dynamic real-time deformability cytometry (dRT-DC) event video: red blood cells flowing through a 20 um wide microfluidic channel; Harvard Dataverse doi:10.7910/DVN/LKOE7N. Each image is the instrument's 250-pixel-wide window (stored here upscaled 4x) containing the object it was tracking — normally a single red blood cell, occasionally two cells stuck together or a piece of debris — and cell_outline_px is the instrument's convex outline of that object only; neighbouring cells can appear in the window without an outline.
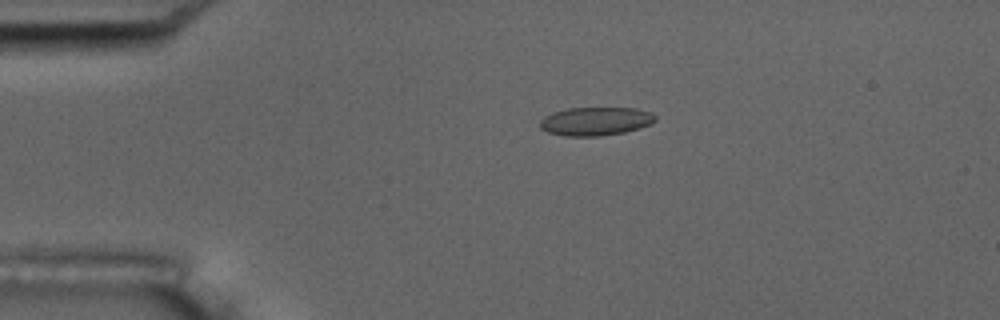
{"species": "common noctule bat (a hibernating species)", "species_latin": "Nyctalus noctula", "temperature_condition": "room temperature", "stored_images_in_passage": 9, "camera_frame_rate_fps": 3000, "um_per_image_px": 0.085, "animal": {"sex": "male", "body_mass_g": 17.5, "forearm_length_mm": 52.3}, "frame": {"image": 1, "passage_image": 4, "time_ms": 3.667, "image_size_px": [1000, 320], "cell_outline_px": [[656, 120], [640, 128], [624, 132], [600, 136], [564, 136], [548, 132], [540, 128], [540, 120], [544, 116], [552, 112], [568, 108], [636, 108], [652, 112], [656, 116]], "centroid_in_image_um": [50.61, 10.3], "position_along_channel_um": 34.4, "area_um2": 19.19}}
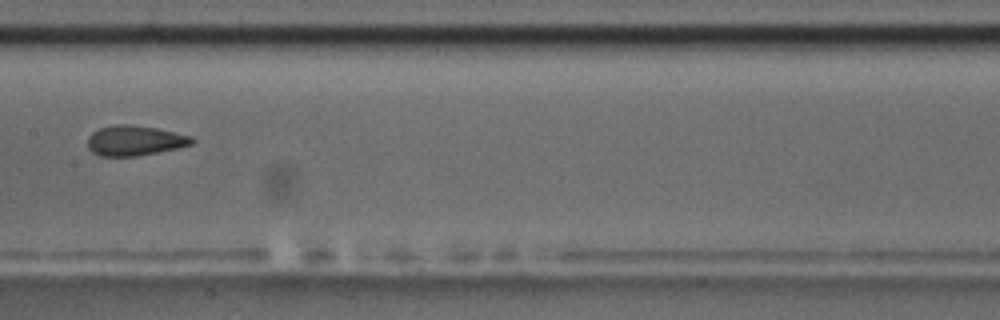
{"frame": {"image": 2, "passage_image": 9, "time_ms": 9.333, "image_size_px": [1000, 320], "cell_outline_px": [[196, 140], [192, 144], [180, 148], [136, 156], [100, 156], [92, 152], [88, 148], [88, 136], [92, 132], [100, 128], [112, 124], [132, 124], [156, 128], [192, 136]], "centroid_in_image_um": [11.46, 11.94], "position_along_channel_um": 195.9, "area_um2": 18.5}}